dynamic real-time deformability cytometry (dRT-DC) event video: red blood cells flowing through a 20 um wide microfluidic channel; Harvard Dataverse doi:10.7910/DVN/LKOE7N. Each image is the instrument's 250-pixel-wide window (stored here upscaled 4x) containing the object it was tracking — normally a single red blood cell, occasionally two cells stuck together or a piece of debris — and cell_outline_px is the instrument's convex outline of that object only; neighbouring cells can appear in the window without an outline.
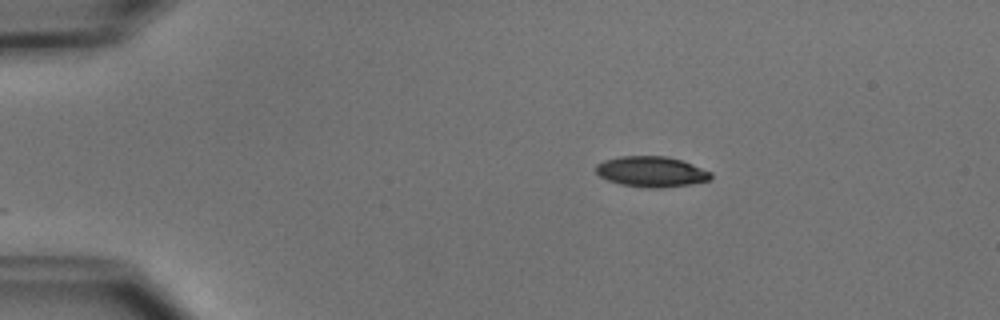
{"species": "common noctule bat (a hibernating species)", "species_latin": "Nyctalus noctula", "temperature_condition": "cold", "stored_images_in_passage": 3, "camera_frame_rate_fps": 3000, "um_per_image_px": 0.085, "animal": {"sex": "male", "body_mass_g": 15.6}, "frame": {"image": 1, "passage_image": 3, "time_ms": 3.0, "image_size_px": [1000, 320], "cell_outline_px": [[712, 180], [692, 184], [664, 188], [644, 188], [620, 184], [608, 180], [600, 176], [596, 172], [596, 164], [604, 160], [620, 156], [668, 156], [692, 164], [712, 172]], "centroid_in_image_um": [55.39, 14.6], "position_along_channel_um": 29.6, "area_um2": 20.69}}